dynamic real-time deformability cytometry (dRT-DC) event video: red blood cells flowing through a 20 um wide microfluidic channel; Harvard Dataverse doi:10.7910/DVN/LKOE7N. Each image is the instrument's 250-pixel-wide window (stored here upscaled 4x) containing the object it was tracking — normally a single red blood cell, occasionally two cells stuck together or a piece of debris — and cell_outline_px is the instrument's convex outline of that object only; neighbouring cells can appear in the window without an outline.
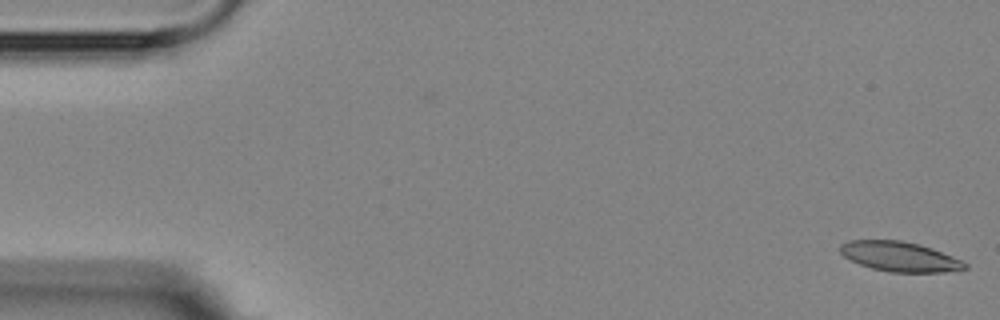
{"species": "Egyptian fruit bat (a non-hibernating species)", "species_latin": "Rousettus aegyptiacus", "temperature_condition": "room temperature", "stored_images_in_passage": 4, "camera_frame_rate_fps": 3000, "um_per_image_px": 0.085, "animal": {"sex": "female"}, "frame": {"image": 1, "passage_image": 1, "time_ms": 0.0, "image_size_px": [1000, 320], "cell_outline_px": [[968, 268], [944, 272], [888, 272], [872, 268], [860, 264], [844, 256], [840, 252], [840, 244], [848, 240], [900, 240], [920, 244], [932, 248], [952, 256], [968, 264]], "centroid_in_image_um": [76.47, 21.8], "position_along_channel_um": 8.5, "area_um2": 21.62}}
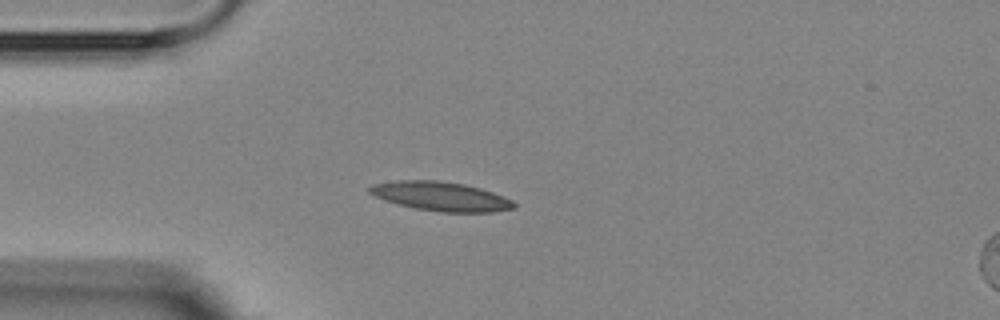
{"frame": {"image": 2, "passage_image": 4, "time_ms": 4.333, "image_size_px": [1000, 320], "cell_outline_px": [[516, 208], [492, 212], [440, 212], [416, 208], [384, 200], [368, 192], [368, 188], [372, 184], [396, 180], [440, 180], [464, 184], [480, 188], [492, 192], [512, 200], [516, 204]], "centroid_in_image_um": [37.47, 16.68], "position_along_channel_um": 47.5, "area_um2": 24.45}}